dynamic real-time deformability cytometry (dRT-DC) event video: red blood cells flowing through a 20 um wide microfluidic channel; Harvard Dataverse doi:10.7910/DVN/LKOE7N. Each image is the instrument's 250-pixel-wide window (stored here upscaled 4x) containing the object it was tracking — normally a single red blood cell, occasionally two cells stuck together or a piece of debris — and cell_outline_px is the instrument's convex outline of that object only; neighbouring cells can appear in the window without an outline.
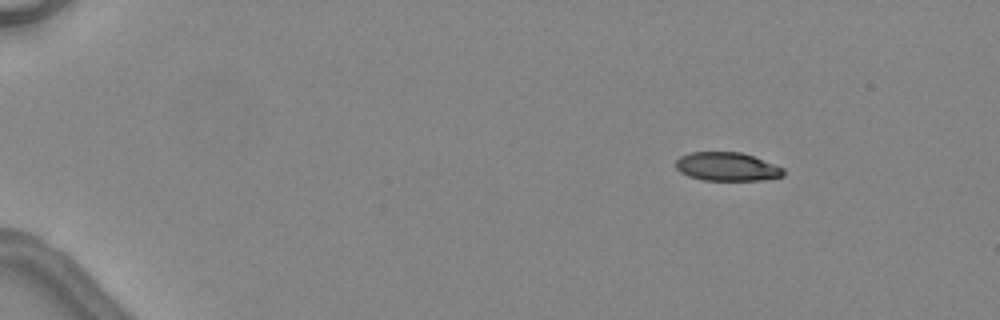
{"species": "common noctule bat (a hibernating species)", "species_latin": "Nyctalus noctula", "temperature_condition": "warm", "stored_images_in_passage": 6, "camera_frame_rate_fps": 3000, "um_per_image_px": 0.085, "animal": {"sex": "female", "body_mass_g": 24.6, "forearm_length_mm": 56.2}, "frame": {"image": 1, "passage_image": 2, "time_ms": 1.333, "image_size_px": [1000, 320], "cell_outline_px": [[784, 176], [764, 180], [704, 180], [688, 176], [680, 172], [676, 168], [676, 160], [680, 156], [692, 152], [740, 152], [752, 156], [784, 168]], "centroid_in_image_um": [61.79, 14.17], "position_along_channel_um": 23.2, "area_um2": 17.86}}
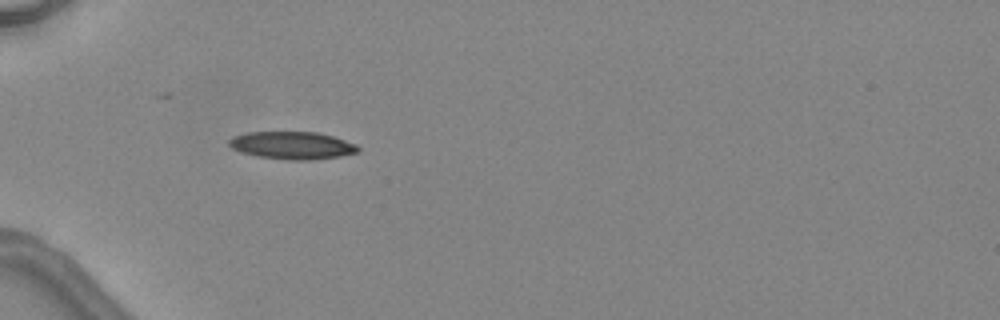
{"frame": {"image": 2, "passage_image": 5, "time_ms": 4.667, "image_size_px": [1000, 320], "cell_outline_px": [[360, 152], [340, 156], [308, 160], [292, 160], [256, 156], [240, 152], [232, 148], [228, 144], [228, 140], [232, 136], [248, 132], [316, 132], [332, 136], [356, 144], [360, 148]], "centroid_in_image_um": [24.82, 12.35], "position_along_channel_um": 60.2, "area_um2": 20.75}}